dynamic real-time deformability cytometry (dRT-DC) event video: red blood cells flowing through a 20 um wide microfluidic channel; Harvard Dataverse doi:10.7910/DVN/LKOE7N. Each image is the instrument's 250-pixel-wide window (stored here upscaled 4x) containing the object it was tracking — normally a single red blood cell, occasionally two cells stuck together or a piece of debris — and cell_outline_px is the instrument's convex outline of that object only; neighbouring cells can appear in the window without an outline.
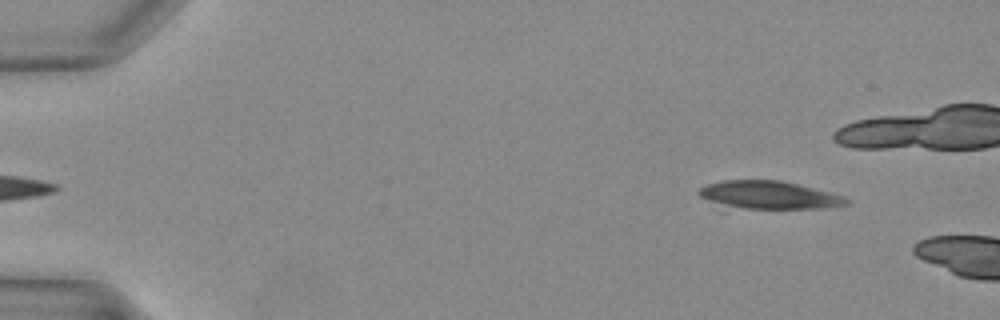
{"species": "Egyptian fruit bat (a non-hibernating species)", "species_latin": "Rousettus aegyptiacus", "temperature_condition": "warm", "stored_images_in_passage": 6, "camera_frame_rate_fps": 3000, "um_per_image_px": 0.085, "animal": {"sex": "female"}, "frame": {"image": 1, "passage_image": 1, "time_ms": 0.0, "image_size_px": [1000, 320], "cell_outline_px": [[848, 204], [824, 208], [744, 208], [712, 200], [700, 196], [696, 192], [700, 188], [708, 184], [720, 180], [780, 180], [844, 196], [848, 200]], "centroid_in_image_um": [65.4, 16.56], "position_along_channel_um": 19.6, "area_um2": 23.18}}